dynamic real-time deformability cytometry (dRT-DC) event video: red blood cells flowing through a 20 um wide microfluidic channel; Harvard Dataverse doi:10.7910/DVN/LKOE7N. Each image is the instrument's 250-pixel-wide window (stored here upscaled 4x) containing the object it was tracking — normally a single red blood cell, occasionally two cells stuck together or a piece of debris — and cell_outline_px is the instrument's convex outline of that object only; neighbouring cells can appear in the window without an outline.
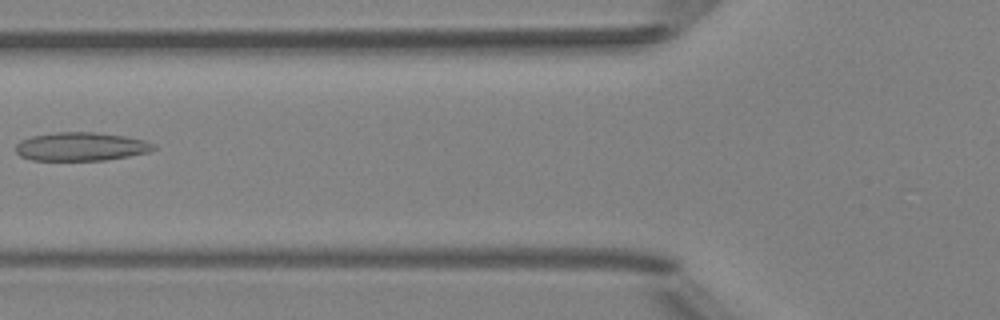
{"species": "Egyptian fruit bat (a non-hibernating species)", "species_latin": "Rousettus aegyptiacus", "temperature_condition": "room temperature", "stored_images_in_passage": 2, "camera_frame_rate_fps": 3000, "um_per_image_px": 0.085, "animal": {"sex": "female"}, "frame": {"image": 1, "passage_image": 2, "time_ms": 1.0, "image_size_px": [1000, 320], "cell_outline_px": [[156, 148], [148, 152], [128, 156], [104, 160], [32, 160], [20, 156], [16, 152], [16, 144], [20, 140], [32, 136], [56, 132], [96, 132], [124, 136], [144, 140], [152, 144]], "centroid_in_image_um": [6.85, 12.46], "position_along_channel_um": 119.0, "area_um2": 22.77}}